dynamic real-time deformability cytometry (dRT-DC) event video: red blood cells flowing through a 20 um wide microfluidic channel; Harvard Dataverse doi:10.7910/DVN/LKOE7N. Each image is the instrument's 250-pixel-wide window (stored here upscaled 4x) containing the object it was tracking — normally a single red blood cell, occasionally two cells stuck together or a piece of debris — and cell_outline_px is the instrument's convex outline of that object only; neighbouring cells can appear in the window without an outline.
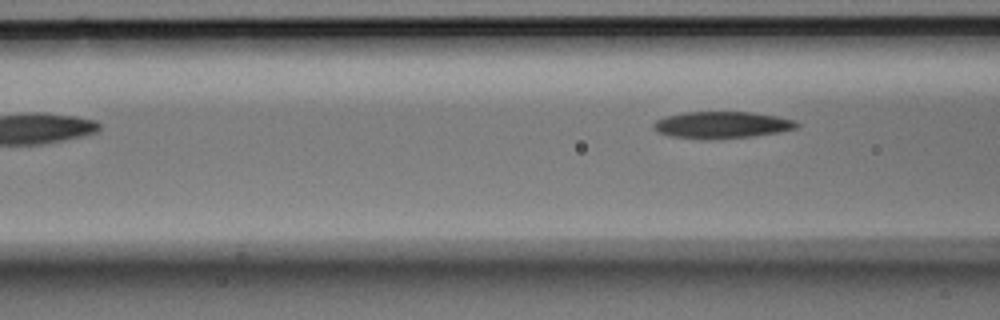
{"species": "Egyptian fruit bat (a non-hibernating species)", "species_latin": "Rousettus aegyptiacus", "temperature_condition": "room temperature", "stored_images_in_passage": 4, "camera_frame_rate_fps": 3000, "um_per_image_px": 0.085, "animal": {"sex": "male"}, "frame": {"image": 1, "passage_image": 4, "time_ms": 1.0, "image_size_px": [1000, 320], "cell_outline_px": [[800, 124], [796, 128], [780, 132], [756, 136], [716, 140], [708, 140], [668, 136], [656, 132], [652, 128], [652, 124], [656, 120], [664, 116], [684, 112], [752, 112], [776, 116], [796, 120]], "centroid_in_image_um": [61.32, 10.63], "position_along_channel_um": 105.3, "area_um2": 22.95}}